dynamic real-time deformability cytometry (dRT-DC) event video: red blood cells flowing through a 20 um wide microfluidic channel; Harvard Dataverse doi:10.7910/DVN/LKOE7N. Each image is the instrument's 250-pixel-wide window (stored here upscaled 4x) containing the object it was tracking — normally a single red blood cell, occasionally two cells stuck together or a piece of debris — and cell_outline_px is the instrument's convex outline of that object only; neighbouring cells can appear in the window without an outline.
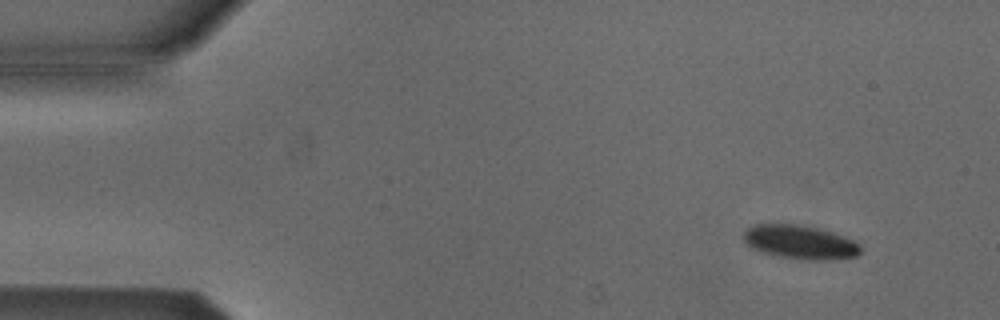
{"species": "Egyptian fruit bat (a non-hibernating species)", "species_latin": "Rousettus aegyptiacus", "temperature_condition": "cold", "stored_images_in_passage": 5, "camera_frame_rate_fps": 3000, "um_per_image_px": 0.085, "animal": {"sex": "male"}, "frame": {"image": 1, "passage_image": 2, "time_ms": 1.0, "image_size_px": [1000, 320], "cell_outline_px": [[860, 252], [856, 256], [828, 260], [800, 260], [772, 256], [760, 252], [752, 248], [744, 240], [744, 232], [748, 228], [756, 224], [796, 224], [820, 228], [856, 240], [860, 244]], "centroid_in_image_um": [68.01, 20.59], "position_along_channel_um": 17.0, "area_um2": 23.41}}
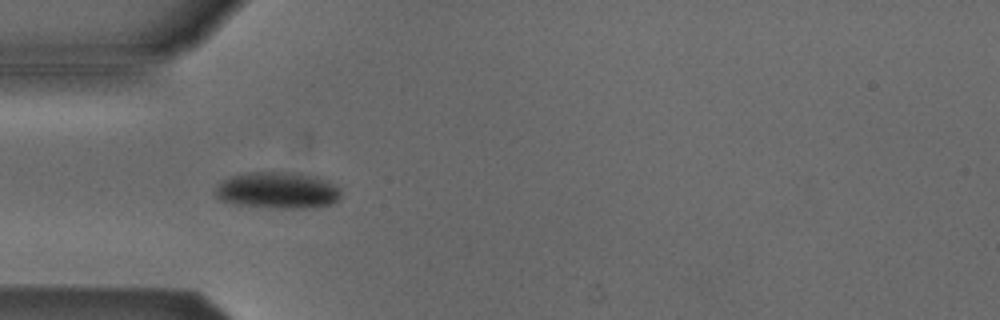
{"frame": {"image": 2, "passage_image": 5, "time_ms": 4.667, "image_size_px": [1000, 320], "cell_outline_px": [[340, 200], [332, 204], [316, 208], [276, 208], [236, 204], [220, 200], [216, 196], [216, 184], [232, 176], [248, 172], [280, 172], [316, 176], [340, 188]], "centroid_in_image_um": [23.61, 16.19], "position_along_channel_um": 61.4, "area_um2": 26.7}}